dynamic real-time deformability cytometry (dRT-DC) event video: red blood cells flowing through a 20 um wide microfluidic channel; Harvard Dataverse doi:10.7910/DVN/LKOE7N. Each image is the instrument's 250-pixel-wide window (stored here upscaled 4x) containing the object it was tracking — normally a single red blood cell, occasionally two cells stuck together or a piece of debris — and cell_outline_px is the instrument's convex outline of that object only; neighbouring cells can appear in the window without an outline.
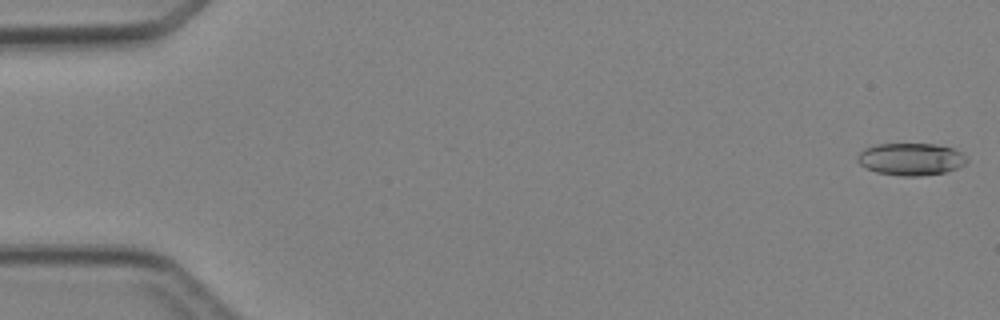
{"species": "Egyptian fruit bat (a non-hibernating species)", "species_latin": "Rousettus aegyptiacus", "temperature_condition": "cold", "stored_images_in_passage": 6, "camera_frame_rate_fps": 3000, "um_per_image_px": 0.085, "animal": {"sex": "female"}, "frame": {"image": 1, "passage_image": 1, "time_ms": 0.0, "image_size_px": [1000, 320], "cell_outline_px": [[968, 160], [960, 168], [944, 172], [920, 176], [900, 176], [876, 172], [860, 164], [856, 160], [856, 156], [864, 148], [876, 144], [936, 144], [952, 148], [960, 152]], "centroid_in_image_um": [77.41, 13.53], "position_along_channel_um": 7.6, "area_um2": 20.58}}
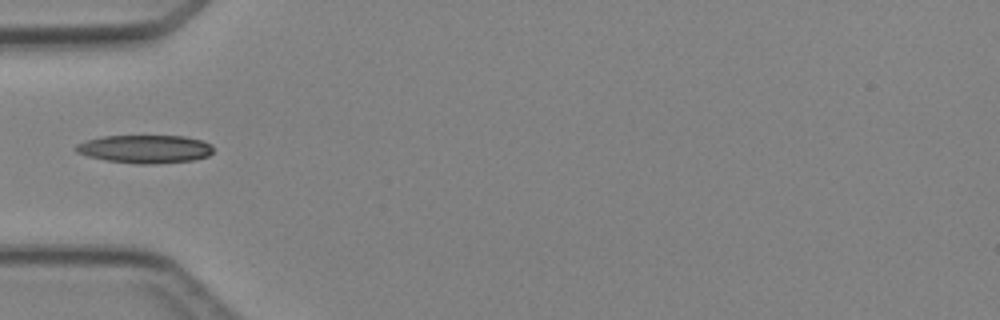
{"frame": {"image": 2, "passage_image": 5, "time_ms": 5.0, "image_size_px": [1000, 320], "cell_outline_px": [[212, 152], [208, 156], [192, 160], [148, 164], [140, 164], [108, 160], [88, 156], [76, 152], [76, 144], [88, 140], [104, 136], [184, 136], [200, 140], [212, 144]], "centroid_in_image_um": [12.34, 12.66], "position_along_channel_um": 72.7, "area_um2": 22.2}}
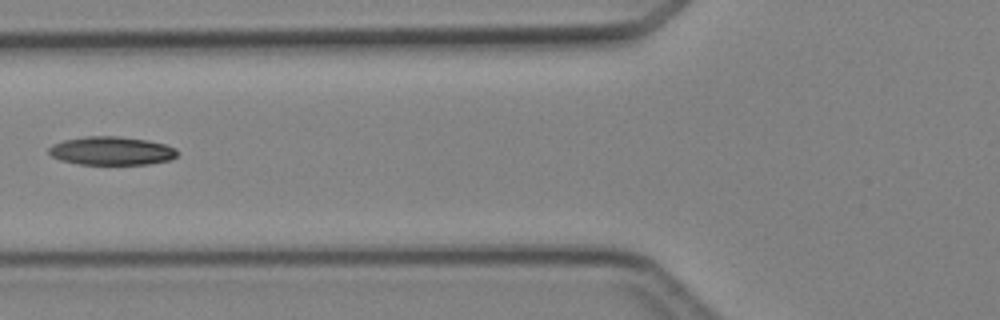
{"frame": {"image": 3, "passage_image": 6, "time_ms": 6.0, "image_size_px": [1000, 320], "cell_outline_px": [[176, 156], [172, 160], [148, 164], [80, 164], [60, 160], [52, 156], [48, 152], [48, 148], [52, 144], [64, 140], [84, 136], [116, 136], [148, 140], [164, 144], [176, 148]], "centroid_in_image_um": [9.47, 12.82], "position_along_channel_um": 116.3, "area_um2": 21.33}}